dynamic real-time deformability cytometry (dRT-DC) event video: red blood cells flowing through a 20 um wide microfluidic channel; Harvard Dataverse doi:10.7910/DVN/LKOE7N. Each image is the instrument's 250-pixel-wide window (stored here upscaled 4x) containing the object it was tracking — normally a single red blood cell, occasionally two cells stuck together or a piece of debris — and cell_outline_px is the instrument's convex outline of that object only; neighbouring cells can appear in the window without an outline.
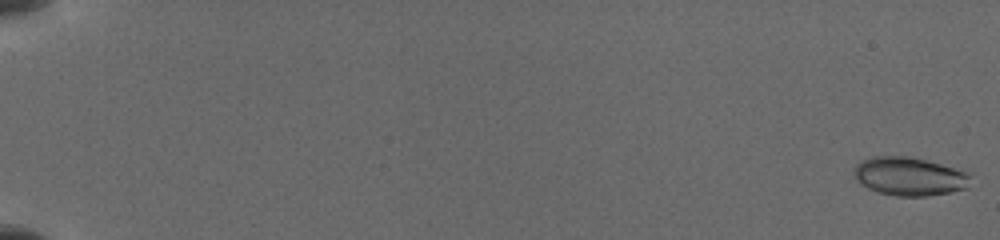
{"species": "common noctule bat (a hibernating species)", "species_latin": "Nyctalus noctula", "temperature_condition": "cold", "stored_images_in_passage": 54, "camera_frame_rate_fps": 3000, "um_per_image_px": 0.085, "animal": {"sex": "female", "body_mass_g": 19.5, "forearm_length_mm": 54.1}, "frame": {"image": 1, "passage_image": 1, "time_ms": 0.0, "image_size_px": [1000, 240], "cell_outline_px": [[972, 176], [968, 188], [948, 192], [924, 196], [896, 196], [880, 192], [868, 188], [852, 172], [852, 168], [860, 160], [872, 156], [908, 156], [940, 164], [964, 172]], "centroid_in_image_um": [77.27, 14.98], "position_along_channel_um": 7.7, "area_um2": 25.78}}
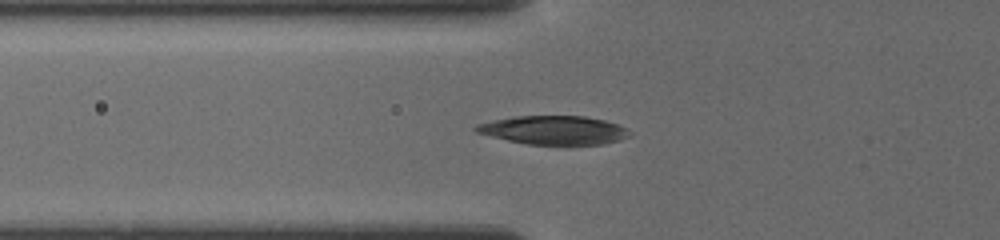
{"frame": {"image": 2, "passage_image": 28, "time_ms": 7.0, "image_size_px": [1000, 240], "cell_outline_px": [[632, 136], [620, 140], [600, 144], [528, 144], [508, 140], [476, 132], [472, 128], [476, 124], [492, 120], [512, 116], [584, 116], [604, 120], [628, 128], [632, 132]], "centroid_in_image_um": [47.09, 11.05], "position_along_channel_um": 78.7, "area_um2": 25.66}}
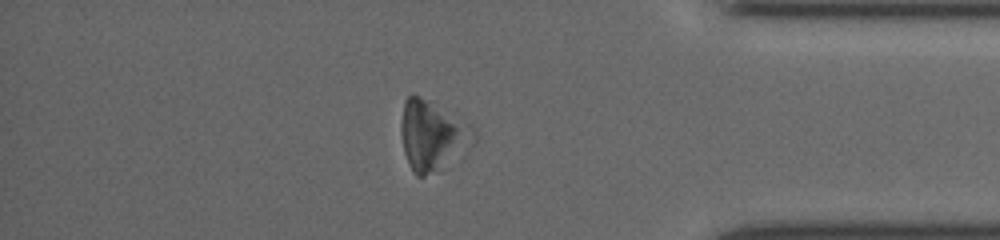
{"frame": {"image": 3, "passage_image": 47, "time_ms": 15.667, "image_size_px": [1000, 240], "cell_outline_px": [[476, 140], [464, 156], [448, 168], [440, 172], [424, 176], [416, 176], [412, 172], [408, 164], [404, 152], [400, 132], [400, 124], [404, 100], [412, 92], [432, 100], [476, 128]], "centroid_in_image_um": [36.8, 11.55], "position_along_channel_um": 398.4, "area_um2": 31.33}}